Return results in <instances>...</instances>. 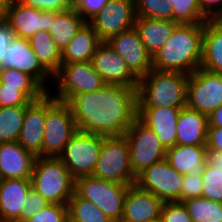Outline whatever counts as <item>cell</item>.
Segmentation results:
<instances>
[{
    "label": "cell",
    "instance_id": "6da1fadb",
    "mask_svg": "<svg viewBox=\"0 0 222 222\" xmlns=\"http://www.w3.org/2000/svg\"><path fill=\"white\" fill-rule=\"evenodd\" d=\"M78 131L123 136L137 118V87L105 84L69 102Z\"/></svg>",
    "mask_w": 222,
    "mask_h": 222
},
{
    "label": "cell",
    "instance_id": "7a4b0ae2",
    "mask_svg": "<svg viewBox=\"0 0 222 222\" xmlns=\"http://www.w3.org/2000/svg\"><path fill=\"white\" fill-rule=\"evenodd\" d=\"M204 24H178L152 57V69L191 74L200 68Z\"/></svg>",
    "mask_w": 222,
    "mask_h": 222
},
{
    "label": "cell",
    "instance_id": "3957f363",
    "mask_svg": "<svg viewBox=\"0 0 222 222\" xmlns=\"http://www.w3.org/2000/svg\"><path fill=\"white\" fill-rule=\"evenodd\" d=\"M189 75L152 69L139 79L137 107H186Z\"/></svg>",
    "mask_w": 222,
    "mask_h": 222
},
{
    "label": "cell",
    "instance_id": "277c9868",
    "mask_svg": "<svg viewBox=\"0 0 222 222\" xmlns=\"http://www.w3.org/2000/svg\"><path fill=\"white\" fill-rule=\"evenodd\" d=\"M31 183L37 193L54 204H68L75 187V180L58 157L37 156Z\"/></svg>",
    "mask_w": 222,
    "mask_h": 222
},
{
    "label": "cell",
    "instance_id": "5b68a950",
    "mask_svg": "<svg viewBox=\"0 0 222 222\" xmlns=\"http://www.w3.org/2000/svg\"><path fill=\"white\" fill-rule=\"evenodd\" d=\"M76 131L70 105L46 93L42 157H58Z\"/></svg>",
    "mask_w": 222,
    "mask_h": 222
},
{
    "label": "cell",
    "instance_id": "8992f818",
    "mask_svg": "<svg viewBox=\"0 0 222 222\" xmlns=\"http://www.w3.org/2000/svg\"><path fill=\"white\" fill-rule=\"evenodd\" d=\"M129 185L108 181L94 176L75 180L74 192L95 204L113 222L123 215L124 200Z\"/></svg>",
    "mask_w": 222,
    "mask_h": 222
},
{
    "label": "cell",
    "instance_id": "52a82bcc",
    "mask_svg": "<svg viewBox=\"0 0 222 222\" xmlns=\"http://www.w3.org/2000/svg\"><path fill=\"white\" fill-rule=\"evenodd\" d=\"M92 176L129 186L135 184L137 176L130 165L128 142L124 135L103 136Z\"/></svg>",
    "mask_w": 222,
    "mask_h": 222
},
{
    "label": "cell",
    "instance_id": "ba28073f",
    "mask_svg": "<svg viewBox=\"0 0 222 222\" xmlns=\"http://www.w3.org/2000/svg\"><path fill=\"white\" fill-rule=\"evenodd\" d=\"M53 88L49 93L58 101L69 102L76 94L91 93L106 83L93 68L91 62L61 64L53 76ZM55 90L56 93H55Z\"/></svg>",
    "mask_w": 222,
    "mask_h": 222
},
{
    "label": "cell",
    "instance_id": "9c48e42d",
    "mask_svg": "<svg viewBox=\"0 0 222 222\" xmlns=\"http://www.w3.org/2000/svg\"><path fill=\"white\" fill-rule=\"evenodd\" d=\"M103 136L76 131L65 145L58 158L76 180L84 176H92L101 151Z\"/></svg>",
    "mask_w": 222,
    "mask_h": 222
},
{
    "label": "cell",
    "instance_id": "30bf717a",
    "mask_svg": "<svg viewBox=\"0 0 222 222\" xmlns=\"http://www.w3.org/2000/svg\"><path fill=\"white\" fill-rule=\"evenodd\" d=\"M124 136L128 142L130 165L136 176L153 163L166 158V148L155 132L138 118L134 120Z\"/></svg>",
    "mask_w": 222,
    "mask_h": 222
},
{
    "label": "cell",
    "instance_id": "8fae6325",
    "mask_svg": "<svg viewBox=\"0 0 222 222\" xmlns=\"http://www.w3.org/2000/svg\"><path fill=\"white\" fill-rule=\"evenodd\" d=\"M183 181L184 174L179 173L163 159L140 172L135 184L163 202H181Z\"/></svg>",
    "mask_w": 222,
    "mask_h": 222
},
{
    "label": "cell",
    "instance_id": "7c38bea8",
    "mask_svg": "<svg viewBox=\"0 0 222 222\" xmlns=\"http://www.w3.org/2000/svg\"><path fill=\"white\" fill-rule=\"evenodd\" d=\"M222 105V74L202 68L189 74L186 106L207 116Z\"/></svg>",
    "mask_w": 222,
    "mask_h": 222
},
{
    "label": "cell",
    "instance_id": "4fadbf2b",
    "mask_svg": "<svg viewBox=\"0 0 222 222\" xmlns=\"http://www.w3.org/2000/svg\"><path fill=\"white\" fill-rule=\"evenodd\" d=\"M136 20L135 0H108L104 9L88 23L101 41L134 27Z\"/></svg>",
    "mask_w": 222,
    "mask_h": 222
},
{
    "label": "cell",
    "instance_id": "5bb4252c",
    "mask_svg": "<svg viewBox=\"0 0 222 222\" xmlns=\"http://www.w3.org/2000/svg\"><path fill=\"white\" fill-rule=\"evenodd\" d=\"M91 63L106 84L138 87L139 78L130 70L125 59L106 41L97 46Z\"/></svg>",
    "mask_w": 222,
    "mask_h": 222
},
{
    "label": "cell",
    "instance_id": "9a60e30c",
    "mask_svg": "<svg viewBox=\"0 0 222 222\" xmlns=\"http://www.w3.org/2000/svg\"><path fill=\"white\" fill-rule=\"evenodd\" d=\"M5 68H13L29 74L47 92L50 91L48 88L51 86L48 82L53 83V76L40 64L28 39L14 37L11 40L7 54L0 64V70Z\"/></svg>",
    "mask_w": 222,
    "mask_h": 222
},
{
    "label": "cell",
    "instance_id": "2e32d148",
    "mask_svg": "<svg viewBox=\"0 0 222 222\" xmlns=\"http://www.w3.org/2000/svg\"><path fill=\"white\" fill-rule=\"evenodd\" d=\"M106 42L125 59L130 70L139 79L152 70V56L144 47L135 27L110 37Z\"/></svg>",
    "mask_w": 222,
    "mask_h": 222
},
{
    "label": "cell",
    "instance_id": "e0dca14e",
    "mask_svg": "<svg viewBox=\"0 0 222 222\" xmlns=\"http://www.w3.org/2000/svg\"><path fill=\"white\" fill-rule=\"evenodd\" d=\"M6 22L14 37L29 39L38 31H48L51 27V11L26 6L18 0H10Z\"/></svg>",
    "mask_w": 222,
    "mask_h": 222
},
{
    "label": "cell",
    "instance_id": "ac0fdd59",
    "mask_svg": "<svg viewBox=\"0 0 222 222\" xmlns=\"http://www.w3.org/2000/svg\"><path fill=\"white\" fill-rule=\"evenodd\" d=\"M181 108L137 107V118L151 128L161 144L171 148L176 144V125Z\"/></svg>",
    "mask_w": 222,
    "mask_h": 222
},
{
    "label": "cell",
    "instance_id": "d6986e66",
    "mask_svg": "<svg viewBox=\"0 0 222 222\" xmlns=\"http://www.w3.org/2000/svg\"><path fill=\"white\" fill-rule=\"evenodd\" d=\"M35 159L17 141L0 143V180L31 179Z\"/></svg>",
    "mask_w": 222,
    "mask_h": 222
},
{
    "label": "cell",
    "instance_id": "ffe728a7",
    "mask_svg": "<svg viewBox=\"0 0 222 222\" xmlns=\"http://www.w3.org/2000/svg\"><path fill=\"white\" fill-rule=\"evenodd\" d=\"M163 201L136 184L128 187L122 218L133 222H150L160 219Z\"/></svg>",
    "mask_w": 222,
    "mask_h": 222
},
{
    "label": "cell",
    "instance_id": "44dd1931",
    "mask_svg": "<svg viewBox=\"0 0 222 222\" xmlns=\"http://www.w3.org/2000/svg\"><path fill=\"white\" fill-rule=\"evenodd\" d=\"M45 125V95L25 106V115L18 143L36 157H42Z\"/></svg>",
    "mask_w": 222,
    "mask_h": 222
},
{
    "label": "cell",
    "instance_id": "7402d4cb",
    "mask_svg": "<svg viewBox=\"0 0 222 222\" xmlns=\"http://www.w3.org/2000/svg\"><path fill=\"white\" fill-rule=\"evenodd\" d=\"M32 187L31 179L0 180V222H16Z\"/></svg>",
    "mask_w": 222,
    "mask_h": 222
},
{
    "label": "cell",
    "instance_id": "603a6c76",
    "mask_svg": "<svg viewBox=\"0 0 222 222\" xmlns=\"http://www.w3.org/2000/svg\"><path fill=\"white\" fill-rule=\"evenodd\" d=\"M208 116L197 110L183 107L176 125V144L206 145Z\"/></svg>",
    "mask_w": 222,
    "mask_h": 222
},
{
    "label": "cell",
    "instance_id": "cb8c5ba5",
    "mask_svg": "<svg viewBox=\"0 0 222 222\" xmlns=\"http://www.w3.org/2000/svg\"><path fill=\"white\" fill-rule=\"evenodd\" d=\"M200 68L222 74V19H208L204 23Z\"/></svg>",
    "mask_w": 222,
    "mask_h": 222
},
{
    "label": "cell",
    "instance_id": "d4e9b609",
    "mask_svg": "<svg viewBox=\"0 0 222 222\" xmlns=\"http://www.w3.org/2000/svg\"><path fill=\"white\" fill-rule=\"evenodd\" d=\"M177 22L146 17H136L135 29L147 52L153 57L169 40Z\"/></svg>",
    "mask_w": 222,
    "mask_h": 222
},
{
    "label": "cell",
    "instance_id": "484cf974",
    "mask_svg": "<svg viewBox=\"0 0 222 222\" xmlns=\"http://www.w3.org/2000/svg\"><path fill=\"white\" fill-rule=\"evenodd\" d=\"M206 145H179L166 149V160L181 174L197 172L202 175L206 165Z\"/></svg>",
    "mask_w": 222,
    "mask_h": 222
},
{
    "label": "cell",
    "instance_id": "4316f807",
    "mask_svg": "<svg viewBox=\"0 0 222 222\" xmlns=\"http://www.w3.org/2000/svg\"><path fill=\"white\" fill-rule=\"evenodd\" d=\"M101 42L92 26L86 22L62 50V64L91 62Z\"/></svg>",
    "mask_w": 222,
    "mask_h": 222
},
{
    "label": "cell",
    "instance_id": "83f0119b",
    "mask_svg": "<svg viewBox=\"0 0 222 222\" xmlns=\"http://www.w3.org/2000/svg\"><path fill=\"white\" fill-rule=\"evenodd\" d=\"M85 23L74 7L62 12L51 11V27L48 33L62 51Z\"/></svg>",
    "mask_w": 222,
    "mask_h": 222
},
{
    "label": "cell",
    "instance_id": "f1b7e54d",
    "mask_svg": "<svg viewBox=\"0 0 222 222\" xmlns=\"http://www.w3.org/2000/svg\"><path fill=\"white\" fill-rule=\"evenodd\" d=\"M28 41L40 64L54 76L62 64V51L53 42L48 31H38Z\"/></svg>",
    "mask_w": 222,
    "mask_h": 222
},
{
    "label": "cell",
    "instance_id": "f546056e",
    "mask_svg": "<svg viewBox=\"0 0 222 222\" xmlns=\"http://www.w3.org/2000/svg\"><path fill=\"white\" fill-rule=\"evenodd\" d=\"M0 82L5 87H17L31 101L40 100L48 93L32 76L13 68L0 70Z\"/></svg>",
    "mask_w": 222,
    "mask_h": 222
},
{
    "label": "cell",
    "instance_id": "4dcf8cb0",
    "mask_svg": "<svg viewBox=\"0 0 222 222\" xmlns=\"http://www.w3.org/2000/svg\"><path fill=\"white\" fill-rule=\"evenodd\" d=\"M25 115V106L0 107V143L18 141Z\"/></svg>",
    "mask_w": 222,
    "mask_h": 222
},
{
    "label": "cell",
    "instance_id": "1f68e13d",
    "mask_svg": "<svg viewBox=\"0 0 222 222\" xmlns=\"http://www.w3.org/2000/svg\"><path fill=\"white\" fill-rule=\"evenodd\" d=\"M193 222H222V203L204 197L182 202Z\"/></svg>",
    "mask_w": 222,
    "mask_h": 222
},
{
    "label": "cell",
    "instance_id": "d6a6232c",
    "mask_svg": "<svg viewBox=\"0 0 222 222\" xmlns=\"http://www.w3.org/2000/svg\"><path fill=\"white\" fill-rule=\"evenodd\" d=\"M69 222H113L95 204L75 192L68 201Z\"/></svg>",
    "mask_w": 222,
    "mask_h": 222
},
{
    "label": "cell",
    "instance_id": "836d02e7",
    "mask_svg": "<svg viewBox=\"0 0 222 222\" xmlns=\"http://www.w3.org/2000/svg\"><path fill=\"white\" fill-rule=\"evenodd\" d=\"M173 8V21L178 24H204L208 18L201 12L199 0H168Z\"/></svg>",
    "mask_w": 222,
    "mask_h": 222
},
{
    "label": "cell",
    "instance_id": "e575fe53",
    "mask_svg": "<svg viewBox=\"0 0 222 222\" xmlns=\"http://www.w3.org/2000/svg\"><path fill=\"white\" fill-rule=\"evenodd\" d=\"M136 17L173 21V8L168 0H135Z\"/></svg>",
    "mask_w": 222,
    "mask_h": 222
},
{
    "label": "cell",
    "instance_id": "d590c367",
    "mask_svg": "<svg viewBox=\"0 0 222 222\" xmlns=\"http://www.w3.org/2000/svg\"><path fill=\"white\" fill-rule=\"evenodd\" d=\"M202 177V197L222 203V170L211 167L207 162Z\"/></svg>",
    "mask_w": 222,
    "mask_h": 222
},
{
    "label": "cell",
    "instance_id": "8d00e7d4",
    "mask_svg": "<svg viewBox=\"0 0 222 222\" xmlns=\"http://www.w3.org/2000/svg\"><path fill=\"white\" fill-rule=\"evenodd\" d=\"M26 222H69L68 205L49 203Z\"/></svg>",
    "mask_w": 222,
    "mask_h": 222
},
{
    "label": "cell",
    "instance_id": "74e56055",
    "mask_svg": "<svg viewBox=\"0 0 222 222\" xmlns=\"http://www.w3.org/2000/svg\"><path fill=\"white\" fill-rule=\"evenodd\" d=\"M161 222H193L183 203L164 202L160 214Z\"/></svg>",
    "mask_w": 222,
    "mask_h": 222
},
{
    "label": "cell",
    "instance_id": "f35d334b",
    "mask_svg": "<svg viewBox=\"0 0 222 222\" xmlns=\"http://www.w3.org/2000/svg\"><path fill=\"white\" fill-rule=\"evenodd\" d=\"M48 204L49 202L31 187L26 196L25 204H23L21 217L16 222H26Z\"/></svg>",
    "mask_w": 222,
    "mask_h": 222
},
{
    "label": "cell",
    "instance_id": "ab89813d",
    "mask_svg": "<svg viewBox=\"0 0 222 222\" xmlns=\"http://www.w3.org/2000/svg\"><path fill=\"white\" fill-rule=\"evenodd\" d=\"M32 101L17 87H5L0 82V107L27 106Z\"/></svg>",
    "mask_w": 222,
    "mask_h": 222
},
{
    "label": "cell",
    "instance_id": "60d3db41",
    "mask_svg": "<svg viewBox=\"0 0 222 222\" xmlns=\"http://www.w3.org/2000/svg\"><path fill=\"white\" fill-rule=\"evenodd\" d=\"M202 177L197 172L184 174L181 189V203L191 198L202 196Z\"/></svg>",
    "mask_w": 222,
    "mask_h": 222
},
{
    "label": "cell",
    "instance_id": "b9f144b4",
    "mask_svg": "<svg viewBox=\"0 0 222 222\" xmlns=\"http://www.w3.org/2000/svg\"><path fill=\"white\" fill-rule=\"evenodd\" d=\"M108 0H70V4L79 15L88 22L104 9Z\"/></svg>",
    "mask_w": 222,
    "mask_h": 222
},
{
    "label": "cell",
    "instance_id": "7bdbcfd3",
    "mask_svg": "<svg viewBox=\"0 0 222 222\" xmlns=\"http://www.w3.org/2000/svg\"><path fill=\"white\" fill-rule=\"evenodd\" d=\"M22 4L41 11L62 12L71 8L70 0H18Z\"/></svg>",
    "mask_w": 222,
    "mask_h": 222
},
{
    "label": "cell",
    "instance_id": "ee69618b",
    "mask_svg": "<svg viewBox=\"0 0 222 222\" xmlns=\"http://www.w3.org/2000/svg\"><path fill=\"white\" fill-rule=\"evenodd\" d=\"M199 5L208 19H222V0H199Z\"/></svg>",
    "mask_w": 222,
    "mask_h": 222
},
{
    "label": "cell",
    "instance_id": "f6af8a7d",
    "mask_svg": "<svg viewBox=\"0 0 222 222\" xmlns=\"http://www.w3.org/2000/svg\"><path fill=\"white\" fill-rule=\"evenodd\" d=\"M14 34L6 21L0 22V64L7 54L8 46Z\"/></svg>",
    "mask_w": 222,
    "mask_h": 222
},
{
    "label": "cell",
    "instance_id": "bcb514c9",
    "mask_svg": "<svg viewBox=\"0 0 222 222\" xmlns=\"http://www.w3.org/2000/svg\"><path fill=\"white\" fill-rule=\"evenodd\" d=\"M206 147L222 152V127L208 126Z\"/></svg>",
    "mask_w": 222,
    "mask_h": 222
},
{
    "label": "cell",
    "instance_id": "7dc6e473",
    "mask_svg": "<svg viewBox=\"0 0 222 222\" xmlns=\"http://www.w3.org/2000/svg\"><path fill=\"white\" fill-rule=\"evenodd\" d=\"M206 162L215 169L222 170V152L206 149Z\"/></svg>",
    "mask_w": 222,
    "mask_h": 222
},
{
    "label": "cell",
    "instance_id": "c3c4849f",
    "mask_svg": "<svg viewBox=\"0 0 222 222\" xmlns=\"http://www.w3.org/2000/svg\"><path fill=\"white\" fill-rule=\"evenodd\" d=\"M208 126L222 127V105L208 115Z\"/></svg>",
    "mask_w": 222,
    "mask_h": 222
},
{
    "label": "cell",
    "instance_id": "681fc988",
    "mask_svg": "<svg viewBox=\"0 0 222 222\" xmlns=\"http://www.w3.org/2000/svg\"><path fill=\"white\" fill-rule=\"evenodd\" d=\"M9 1L10 0H0V22L6 21Z\"/></svg>",
    "mask_w": 222,
    "mask_h": 222
},
{
    "label": "cell",
    "instance_id": "f907efd6",
    "mask_svg": "<svg viewBox=\"0 0 222 222\" xmlns=\"http://www.w3.org/2000/svg\"><path fill=\"white\" fill-rule=\"evenodd\" d=\"M115 222H133V221L121 217L119 220Z\"/></svg>",
    "mask_w": 222,
    "mask_h": 222
},
{
    "label": "cell",
    "instance_id": "816d5d0a",
    "mask_svg": "<svg viewBox=\"0 0 222 222\" xmlns=\"http://www.w3.org/2000/svg\"><path fill=\"white\" fill-rule=\"evenodd\" d=\"M150 222H161V220L158 219V220H154V221H150Z\"/></svg>",
    "mask_w": 222,
    "mask_h": 222
}]
</instances>
